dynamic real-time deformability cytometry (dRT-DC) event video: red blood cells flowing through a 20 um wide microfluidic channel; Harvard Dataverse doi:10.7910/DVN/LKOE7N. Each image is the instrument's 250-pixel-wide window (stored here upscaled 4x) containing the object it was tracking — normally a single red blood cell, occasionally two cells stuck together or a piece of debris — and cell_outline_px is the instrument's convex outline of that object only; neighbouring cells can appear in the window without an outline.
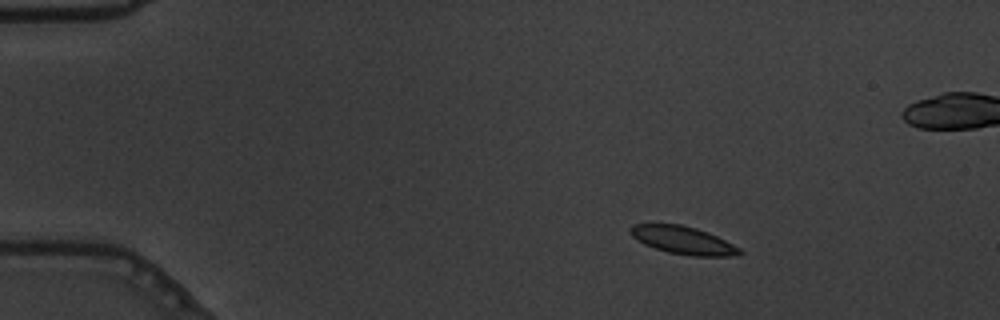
{"species": "common noctule bat (a hibernating species)", "species_latin": "Nyctalus noctula", "temperature_condition": "warm", "stored_images_in_passage": 59, "camera_frame_rate_fps": 3000, "um_per_image_px": 0.085, "animal": {"sex": "male", "body_mass_g": 19.5, "forearm_length_mm": 54.6}, "frame": {"image": 1, "passage_image": 11, "time_ms": 3.333, "image_size_px": [1000, 320], "cell_outline_px": [[744, 252], [740, 256], [692, 256], [668, 252], [644, 244], [632, 236], [628, 228], [632, 224], [680, 224], [696, 228], [708, 232], [740, 248]], "centroid_in_image_um": [58.08, 20.42], "position_along_channel_um": 26.9, "area_um2": 17.69}}
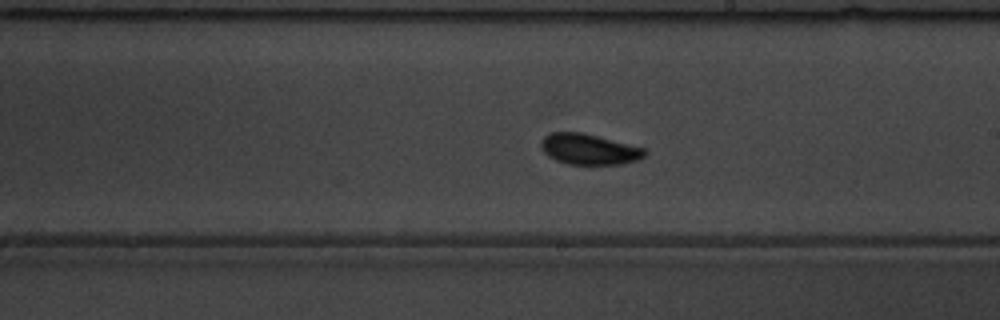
{"frame": {"image": 2, "passage_image": 35, "time_ms": 11.333, "image_size_px": [1000, 320], "cell_outline_px": [[648, 152], [640, 160], [620, 164], [568, 164], [556, 160], [548, 156], [540, 148], [540, 140], [544, 136], [552, 132], [580, 132], [644, 148]], "centroid_in_image_um": [50.04, 12.69], "position_along_channel_um": 239.0, "area_um2": 18.5}}
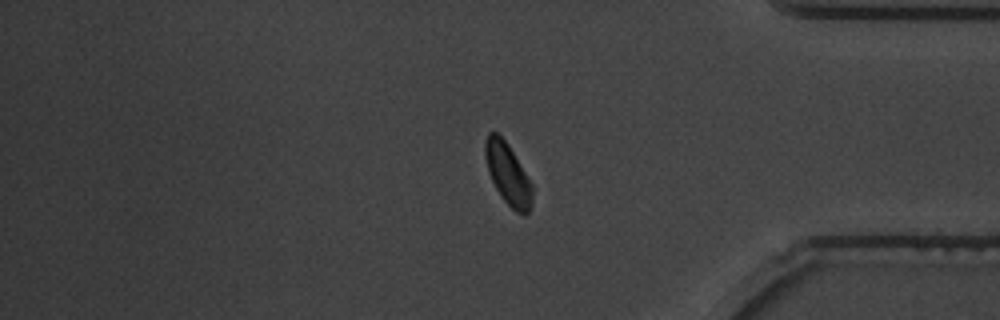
{"frame": {"image": 3, "passage_image": 49, "time_ms": 16.0, "image_size_px": [1000, 320], "cell_outline_px": [[532, 204], [528, 212], [524, 216], [516, 212], [500, 196], [488, 172], [484, 156], [484, 140], [488, 132], [496, 132], [508, 144], [532, 184]], "centroid_in_image_um": [43.15, 14.78], "position_along_channel_um": 392.1, "area_um2": 16.88}, "authors_computed_cell_mechanics": {"area_um2": 17.7446, "velocity_mm_per_s": 3.6505, "shape_relaxation_time_tau1_ms": 3.6965, "shape_relaxation_time_tau2_ms": 0.9014, "deformation_change_tau1": 0.1235, "deformation_change_tau2": 0.0402}}